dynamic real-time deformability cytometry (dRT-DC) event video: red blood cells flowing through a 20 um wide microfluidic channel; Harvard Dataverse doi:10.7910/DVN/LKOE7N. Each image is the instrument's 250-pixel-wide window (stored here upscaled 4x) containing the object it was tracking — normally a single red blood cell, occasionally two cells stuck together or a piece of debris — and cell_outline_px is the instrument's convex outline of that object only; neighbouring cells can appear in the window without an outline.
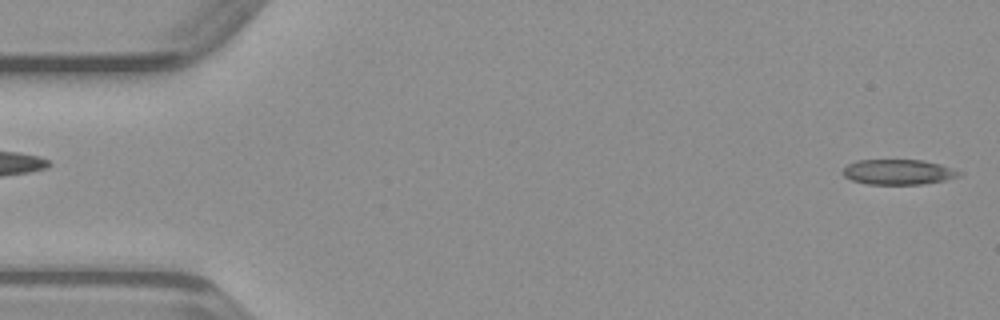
{"species": "common noctule bat (a hibernating species)", "species_latin": "Nyctalus noctula", "temperature_condition": "warm", "stored_images_in_passage": 48, "camera_frame_rate_fps": 3000, "um_per_image_px": 0.085, "animal": {"sex": "male", "body_mass_g": 23.1, "forearm_length_mm": 52.7}, "frame": {"image": 1, "passage_image": 1, "time_ms": 0.0, "image_size_px": [1000, 320], "cell_outline_px": [[964, 172], [960, 176], [944, 180], [924, 184], [868, 184], [852, 180], [844, 176], [840, 172], [848, 164], [856, 160], [924, 160], [940, 164]], "centroid_in_image_um": [76.36, 14.62], "position_along_channel_um": 8.6, "area_um2": 17.17}}
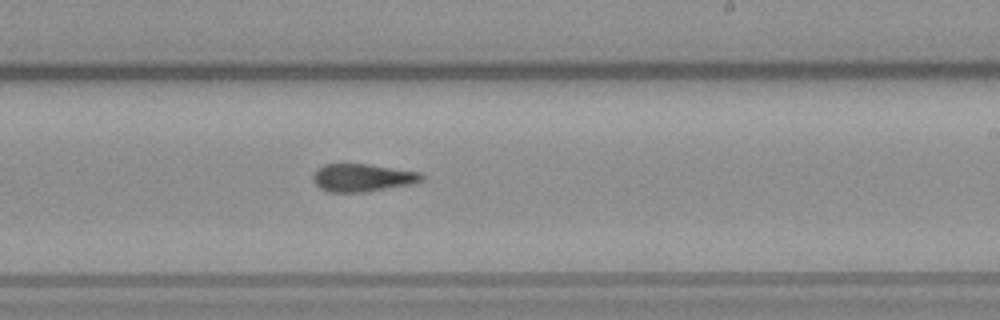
{"frame": {"image": 2, "passage_image": 28, "time_ms": 9.0, "image_size_px": [1000, 320], "cell_outline_px": [[424, 180], [412, 184], [364, 192], [328, 192], [320, 188], [312, 180], [312, 176], [324, 164], [368, 164], [420, 172], [424, 176]], "centroid_in_image_um": [30.83, 15.11], "position_along_channel_um": 258.2, "area_um2": 17.51}}
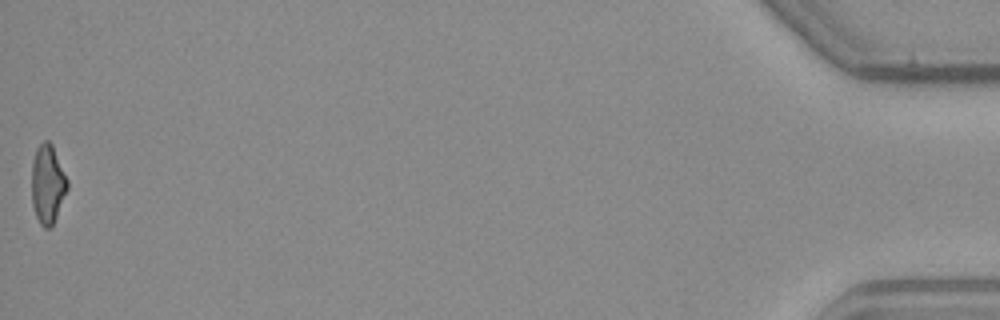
{"frame": {"image": 3, "passage_image": 48, "time_ms": 15.667, "image_size_px": [1000, 320], "cell_outline_px": [[68, 188], [56, 216], [52, 224], [48, 228], [44, 228], [40, 224], [36, 216], [32, 204], [32, 160], [36, 148], [44, 140], [48, 140], [52, 144], [68, 180]], "centroid_in_image_um": [4.04, 15.62], "position_along_channel_um": 431.2, "area_um2": 16.3}}